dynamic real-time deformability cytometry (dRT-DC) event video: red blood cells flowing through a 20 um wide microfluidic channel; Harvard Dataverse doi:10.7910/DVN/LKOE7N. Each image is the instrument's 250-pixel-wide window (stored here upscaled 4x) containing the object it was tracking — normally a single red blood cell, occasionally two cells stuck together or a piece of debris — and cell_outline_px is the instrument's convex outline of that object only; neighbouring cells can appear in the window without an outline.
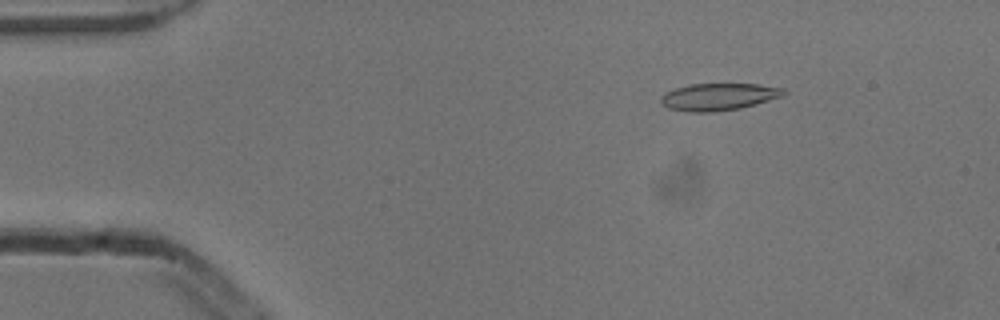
{"species": "common noctule bat (a hibernating species)", "species_latin": "Nyctalus noctula", "temperature_condition": "cold", "stored_images_in_passage": 53, "camera_frame_rate_fps": 3000, "um_per_image_px": 0.085, "animal": {"sex": "male", "body_mass_g": 13.3}, "frame": {"image": 1, "passage_image": 8, "time_ms": 2.333, "image_size_px": [1000, 320], "cell_outline_px": [[788, 92], [784, 96], [756, 104], [740, 108], [712, 112], [688, 112], [668, 108], [660, 104], [660, 96], [664, 92], [688, 84], [756, 84], [784, 88]], "centroid_in_image_um": [61.07, 8.23], "position_along_channel_um": 23.9, "area_um2": 19.65}}
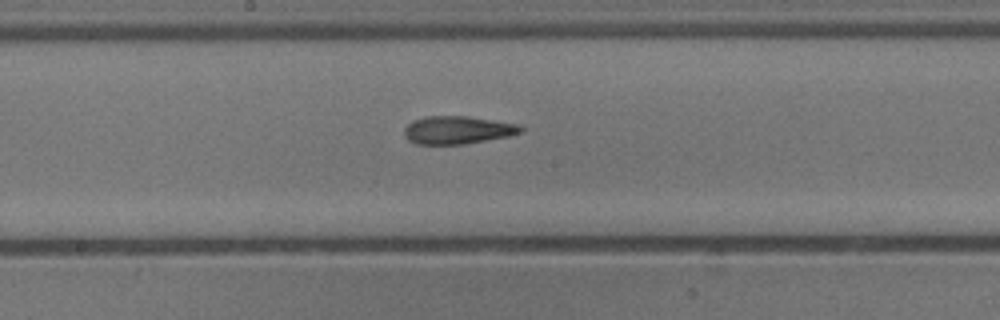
{"frame": {"image": 2, "passage_image": 28, "time_ms": 9.0, "image_size_px": [1000, 320], "cell_outline_px": [[524, 132], [508, 136], [464, 144], [416, 144], [408, 140], [404, 136], [404, 128], [412, 120], [424, 116], [468, 116], [520, 124], [524, 128]], "centroid_in_image_um": [38.9, 11.04], "position_along_channel_um": 209.3, "area_um2": 19.13}}
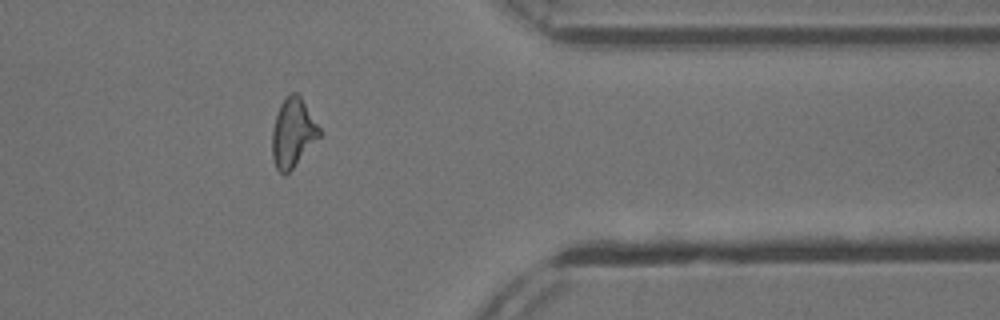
{"frame": {"image": 3, "passage_image": 43, "time_ms": 14.0, "image_size_px": [1000, 320], "cell_outline_px": [[320, 136], [292, 168], [284, 176], [276, 168], [272, 156], [272, 128], [280, 104], [288, 92], [296, 92], [300, 96], [320, 128]], "centroid_in_image_um": [24.87, 11.27], "position_along_channel_um": 386.5, "area_um2": 18.73}, "authors_computed_cell_mechanics": {"area_um2": 19.1896, "velocity_mm_per_s": 3.8726, "shape_relaxation_time_tau1_ms": 8.7379, "shape_relaxation_time_tau2_ms": 3.7704, "deformation_change_tau1": 0.2038, "deformation_change_tau2": 0.1439}}